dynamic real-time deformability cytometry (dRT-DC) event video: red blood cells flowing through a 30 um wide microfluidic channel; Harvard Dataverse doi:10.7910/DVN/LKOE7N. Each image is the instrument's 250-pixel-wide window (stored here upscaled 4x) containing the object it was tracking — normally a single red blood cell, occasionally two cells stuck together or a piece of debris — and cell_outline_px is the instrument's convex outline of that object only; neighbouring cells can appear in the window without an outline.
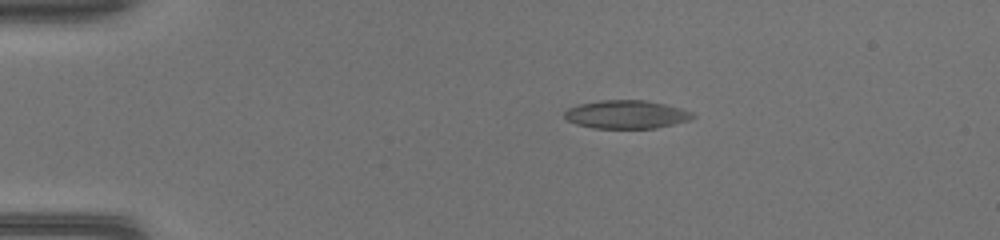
{"species": "common noctule bat (a hibernating species)", "species_latin": "Nyctalus noctula", "temperature_condition": "warm", "stored_images_in_passage": 38, "camera_frame_rate_fps": 3000, "um_per_image_px": 0.085, "animal": {"sex": "female", "body_mass_g": 17.0, "forearm_length_mm": 48.0}, "frame": {"image": 1, "passage_image": 1, "time_ms": 0.0, "image_size_px": [1000, 240], "cell_outline_px": [[696, 116], [688, 120], [656, 128], [592, 128], [576, 124], [568, 120], [564, 116], [564, 112], [568, 108], [580, 104], [600, 100], [644, 100], [664, 104], [680, 108], [692, 112]], "centroid_in_image_um": [53.22, 9.73], "position_along_channel_um": 31.8, "area_um2": 20.98}}
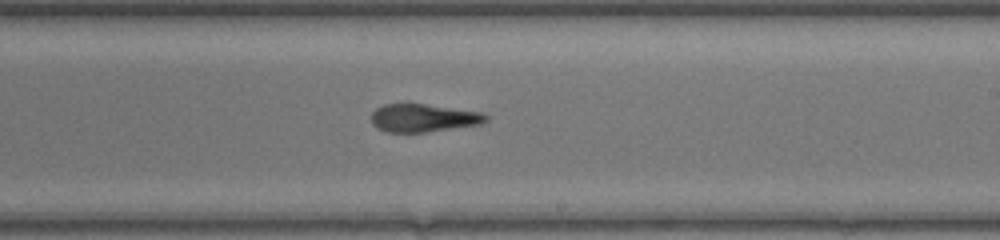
{"frame": {"image": 2, "passage_image": 20, "time_ms": 6.333, "image_size_px": [1000, 240], "cell_outline_px": [[488, 120], [480, 124], [424, 132], [388, 132], [376, 128], [372, 124], [372, 112], [376, 108], [384, 104], [424, 104], [480, 112], [488, 116]], "centroid_in_image_um": [35.95, 10.03], "position_along_channel_um": 253.0, "area_um2": 18.44}}
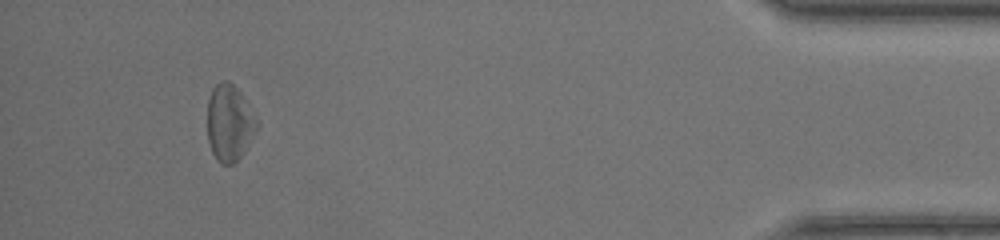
{"frame": {"image": 3, "passage_image": 35, "time_ms": 11.333, "image_size_px": [1000, 240], "cell_outline_px": [[260, 124], [244, 152], [232, 164], [220, 164], [216, 160], [212, 152], [208, 140], [208, 100], [212, 88], [220, 80], [228, 80], [240, 92]], "centroid_in_image_um": [19.49, 10.44], "position_along_channel_um": 415.7, "area_um2": 22.02}}